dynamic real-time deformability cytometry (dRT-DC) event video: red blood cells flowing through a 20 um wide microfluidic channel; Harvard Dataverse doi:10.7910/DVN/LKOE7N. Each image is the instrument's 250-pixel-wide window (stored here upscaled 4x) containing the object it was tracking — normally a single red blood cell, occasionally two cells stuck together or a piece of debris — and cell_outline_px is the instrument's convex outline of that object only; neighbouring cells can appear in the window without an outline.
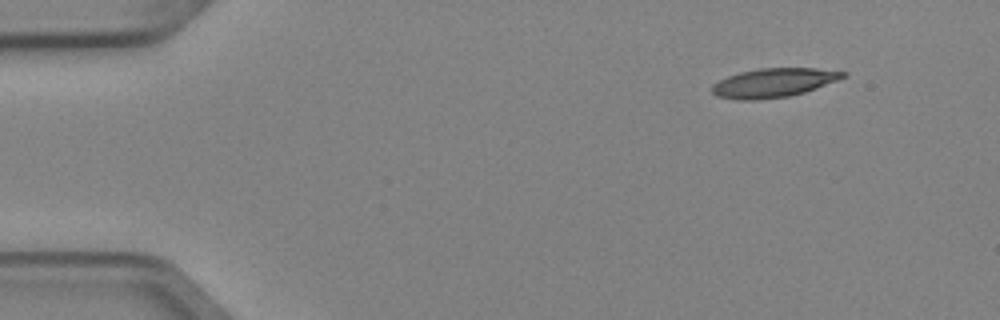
{"species": "Egyptian fruit bat (a non-hibernating species)", "species_latin": "Rousettus aegyptiacus", "temperature_condition": "cold", "stored_images_in_passage": 6, "camera_frame_rate_fps": 3000, "um_per_image_px": 0.085, "animal": {"sex": "female"}, "frame": {"image": 1, "passage_image": 1, "time_ms": 0.0, "image_size_px": [1000, 320], "cell_outline_px": [[848, 76], [816, 88], [804, 92], [788, 96], [756, 100], [736, 100], [716, 96], [712, 92], [712, 84], [728, 76], [740, 72], [760, 68], [816, 68], [848, 72]], "centroid_in_image_um": [65.76, 7.03], "position_along_channel_um": 19.2, "area_um2": 22.14}}
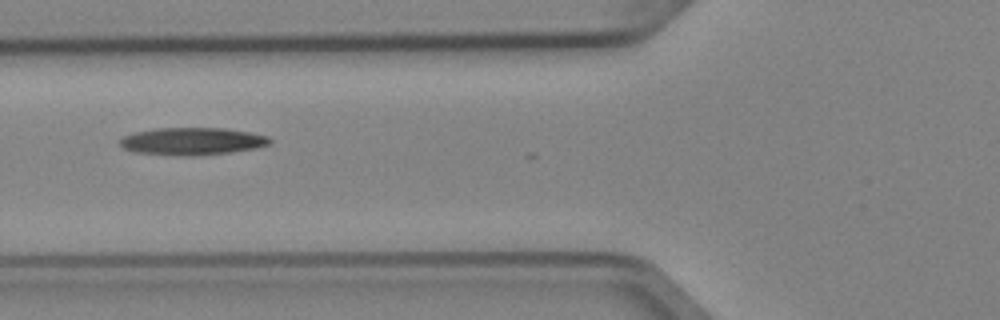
{"frame": {"image": 2, "passage_image": 5, "time_ms": 1.333, "image_size_px": [1000, 320], "cell_outline_px": [[272, 140], [268, 144], [256, 148], [232, 152], [196, 156], [176, 156], [132, 152], [124, 148], [120, 144], [120, 140], [124, 136], [136, 132], [156, 128], [224, 128], [248, 132], [268, 136]], "centroid_in_image_um": [16.33, 12.02], "position_along_channel_um": 109.5, "area_um2": 24.04}}
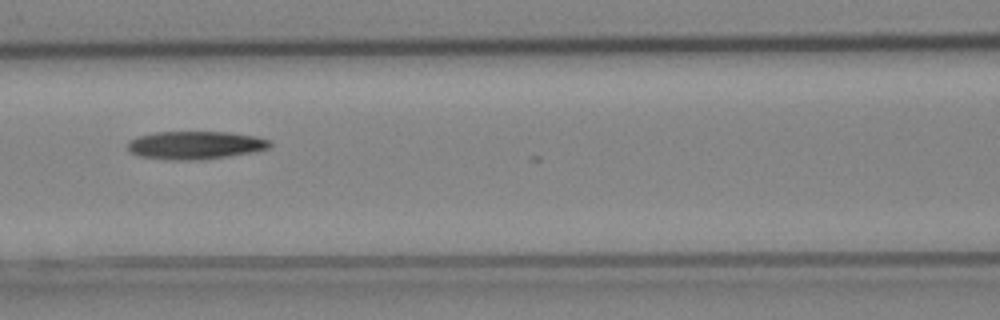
{"frame": {"image": 3, "passage_image": 6, "time_ms": 1.667, "image_size_px": [1000, 320], "cell_outline_px": [[272, 144], [268, 148], [256, 152], [200, 160], [168, 160], [140, 156], [128, 152], [128, 140], [136, 136], [156, 132], [228, 132], [256, 136], [268, 140]], "centroid_in_image_um": [16.57, 12.34], "position_along_channel_um": 150.0, "area_um2": 23.47}}